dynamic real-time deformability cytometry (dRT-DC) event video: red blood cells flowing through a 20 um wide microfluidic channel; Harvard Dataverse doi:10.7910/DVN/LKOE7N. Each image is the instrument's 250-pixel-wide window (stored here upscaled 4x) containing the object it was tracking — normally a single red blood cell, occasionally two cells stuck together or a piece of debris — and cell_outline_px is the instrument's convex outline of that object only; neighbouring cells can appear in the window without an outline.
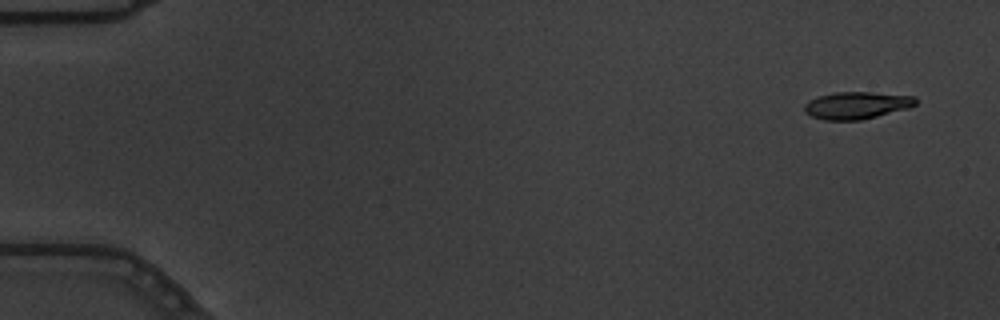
{"species": "common noctule bat (a hibernating species)", "species_latin": "Nyctalus noctula", "temperature_condition": "warm", "stored_images_in_passage": 5, "camera_frame_rate_fps": 3000, "um_per_image_px": 0.085, "animal": {"sex": "male", "body_mass_g": 19.5, "forearm_length_mm": 54.6}, "frame": {"image": 1, "passage_image": 1, "time_ms": 0.0, "image_size_px": [1000, 320], "cell_outline_px": [[916, 104], [908, 108], [860, 120], [824, 120], [812, 116], [804, 112], [804, 104], [808, 100], [832, 92], [872, 92], [916, 96]], "centroid_in_image_um": [72.8, 8.94], "position_along_channel_um": 12.2, "area_um2": 17.63}}
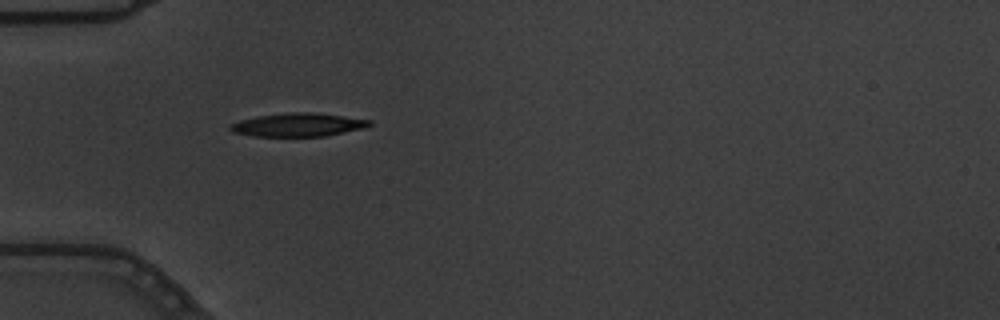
{"frame": {"image": 2, "passage_image": 5, "time_ms": 1.333, "image_size_px": [1000, 320], "cell_outline_px": [[372, 124], [364, 128], [324, 136], [256, 136], [232, 132], [228, 128], [232, 124], [240, 120], [260, 116], [292, 112], [312, 112], [344, 116], [372, 120]], "centroid_in_image_um": [25.37, 10.61], "position_along_channel_um": 59.6, "area_um2": 18.73}}